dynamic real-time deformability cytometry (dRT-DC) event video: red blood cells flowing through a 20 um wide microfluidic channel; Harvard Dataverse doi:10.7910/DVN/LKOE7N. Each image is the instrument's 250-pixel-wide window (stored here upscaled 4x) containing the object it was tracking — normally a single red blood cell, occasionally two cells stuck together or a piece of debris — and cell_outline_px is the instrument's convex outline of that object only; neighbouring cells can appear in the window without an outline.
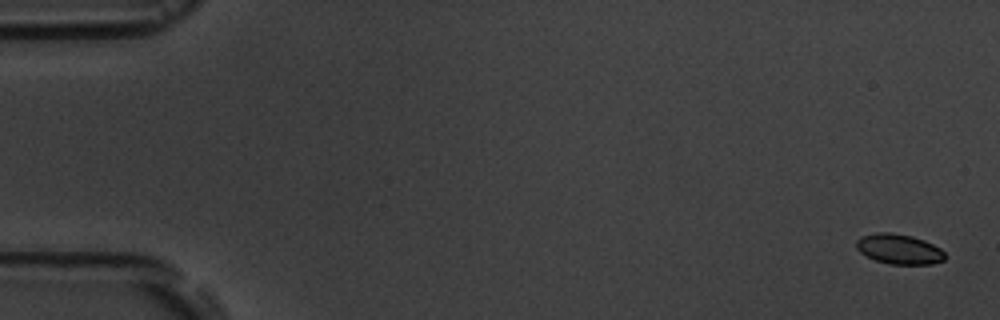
{"species": "common noctule bat (a hibernating species)", "species_latin": "Nyctalus noctula", "temperature_condition": "room temperature", "stored_images_in_passage": 17, "camera_frame_rate_fps": 3000, "um_per_image_px": 0.085, "animal": {"sex": "male", "body_mass_g": 19.5, "forearm_length_mm": 54.6}, "frame": {"image": 1, "passage_image": 1, "time_ms": 0.0, "image_size_px": [1000, 320], "cell_outline_px": [[944, 260], [932, 264], [888, 264], [876, 260], [860, 252], [856, 248], [856, 240], [860, 236], [876, 232], [892, 232], [912, 236], [924, 240], [940, 248], [944, 252]], "centroid_in_image_um": [76.4, 21.16], "position_along_channel_um": 8.6, "area_um2": 15.55}}
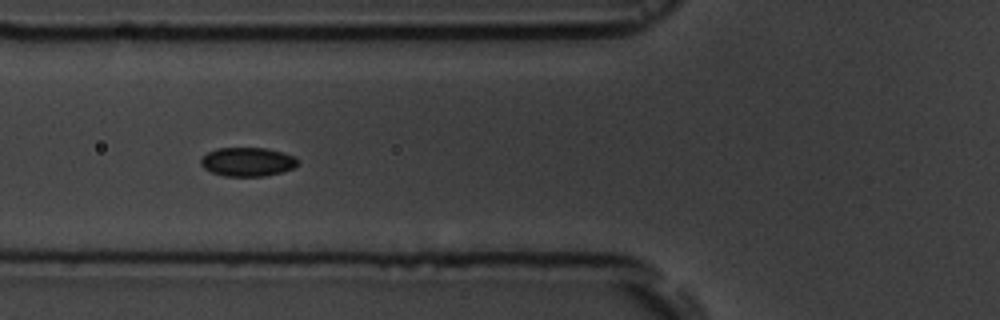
{"frame": {"image": 2, "passage_image": 7, "time_ms": 6.667, "image_size_px": [1000, 320], "cell_outline_px": [[300, 160], [292, 168], [280, 172], [264, 176], [224, 176], [212, 172], [204, 168], [200, 164], [200, 160], [208, 152], [216, 148], [268, 148], [284, 152], [296, 156]], "centroid_in_image_um": [21.05, 13.74], "position_along_channel_um": 104.7, "area_um2": 16.36}}
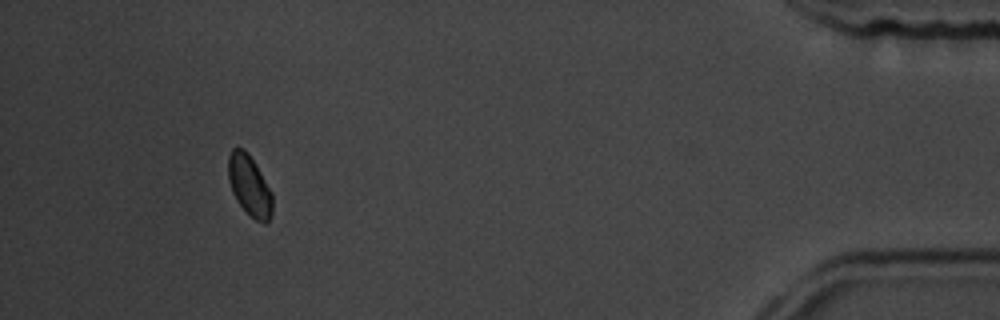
{"frame": {"image": 3, "passage_image": 16, "time_ms": 17.0, "image_size_px": [1000, 320], "cell_outline_px": [[272, 212], [268, 220], [264, 224], [256, 220], [240, 204], [232, 192], [228, 180], [228, 156], [232, 148], [244, 148], [248, 152], [272, 192]], "centroid_in_image_um": [21.19, 15.74], "position_along_channel_um": 414.0, "area_um2": 15.43}, "authors_computed_cell_mechanics": {"area_um2": 16.1262, "velocity_mm_per_s": 3.6199, "shape_relaxation_time_tau1_ms": 1.0134, "shape_relaxation_time_tau2_ms": null, "deformation_change_tau1": 0.0318, "deformation_change_tau2": null}}